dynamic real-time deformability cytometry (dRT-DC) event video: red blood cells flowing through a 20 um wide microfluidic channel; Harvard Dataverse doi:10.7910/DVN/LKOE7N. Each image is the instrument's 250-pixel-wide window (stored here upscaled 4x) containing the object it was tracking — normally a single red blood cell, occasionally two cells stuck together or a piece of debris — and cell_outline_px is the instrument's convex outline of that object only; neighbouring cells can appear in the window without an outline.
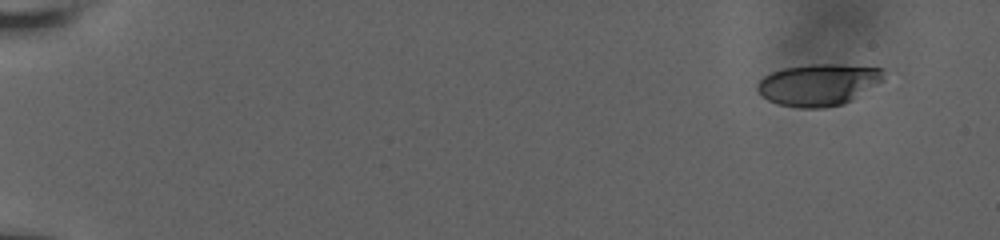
{"species": "human", "species_latin": "Homo sapiens", "temperature_condition": "room temperature", "stored_images_in_passage": 31, "camera_frame_rate_fps": 3000, "um_per_image_px": 0.085, "donor": {"sex": "male"}, "frame": {"image": 1, "passage_image": 1, "time_ms": 0.0, "image_size_px": [1000, 240], "cell_outline_px": [[884, 80], [844, 104], [824, 108], [800, 108], [780, 104], [768, 100], [756, 88], [756, 84], [764, 76], [772, 72], [784, 68], [812, 64], [840, 64], [884, 68]], "centroid_in_image_um": [69.59, 7.19], "position_along_channel_um": 15.4, "area_um2": 30.69}}
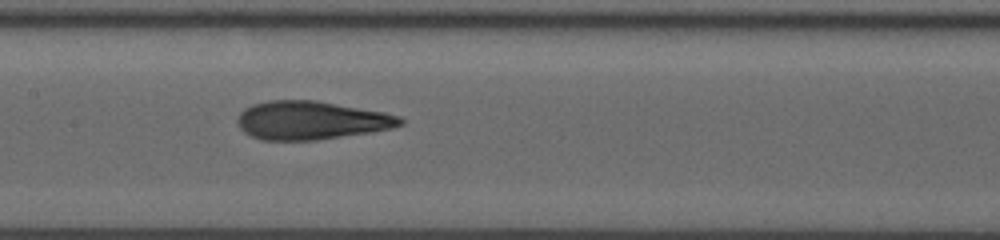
{"frame": {"image": 2, "passage_image": 18, "time_ms": 9.0, "image_size_px": [1000, 240], "cell_outline_px": [[404, 124], [392, 128], [372, 132], [316, 140], [260, 140], [244, 132], [240, 128], [236, 120], [236, 116], [244, 108], [252, 104], [268, 100], [316, 100], [384, 112], [400, 116], [404, 120]], "centroid_in_image_um": [26.43, 10.22], "position_along_channel_um": 181.0, "area_um2": 36.7}}
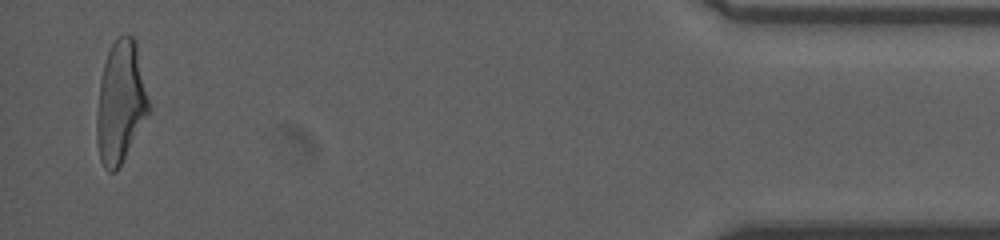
{"frame": {"image": 3, "passage_image": 31, "time_ms": 17.333, "image_size_px": [1000, 240], "cell_outline_px": [[152, 108], [116, 172], [108, 172], [104, 168], [100, 160], [96, 140], [96, 116], [100, 80], [104, 64], [108, 52], [112, 44], [124, 32], [132, 36], [136, 40]], "centroid_in_image_um": [10.27, 8.68], "position_along_channel_um": 424.9, "area_um2": 37.45}, "authors_computed_cell_mechanics": {"area_um2": 35.547, "velocity_mm_per_s": 3.7983, "shape_relaxation_time_tau1_ms": 5.5054, "shape_relaxation_time_tau2_ms": 0.9923, "deformation_change_tau1": 0.2168, "deformation_change_tau2": 0.0883}}